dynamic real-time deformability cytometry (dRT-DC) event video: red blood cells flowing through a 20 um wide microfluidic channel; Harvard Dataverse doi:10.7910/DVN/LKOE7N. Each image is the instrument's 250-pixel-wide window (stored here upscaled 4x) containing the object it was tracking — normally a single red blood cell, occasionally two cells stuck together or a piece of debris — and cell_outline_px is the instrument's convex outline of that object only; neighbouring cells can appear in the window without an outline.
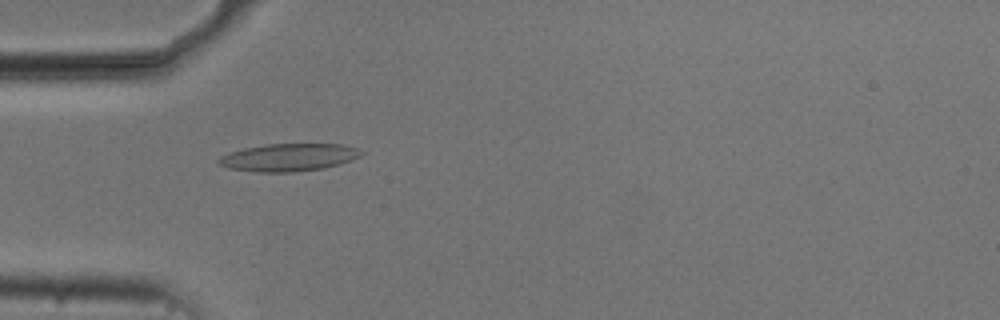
{"species": "common noctule bat (a hibernating species)", "species_latin": "Nyctalus noctula", "temperature_condition": "cold", "stored_images_in_passage": 54, "camera_frame_rate_fps": 3000, "um_per_image_px": 0.085, "animal": {"sex": "male", "body_mass_g": 20.5, "forearm_length_mm": 52.5}, "frame": {"image": 1, "passage_image": 16, "time_ms": 5.0, "image_size_px": [1000, 320], "cell_outline_px": [[364, 152], [360, 156], [352, 160], [324, 168], [292, 172], [256, 172], [228, 168], [220, 164], [216, 160], [220, 156], [244, 148], [264, 144], [344, 144], [356, 148]], "centroid_in_image_um": [24.54, 13.37], "position_along_channel_um": 60.5, "area_um2": 22.89}}
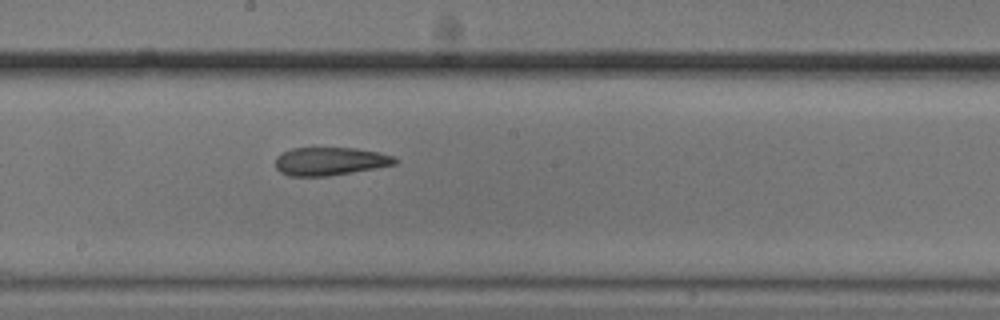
{"frame": {"image": 2, "passage_image": 29, "time_ms": 9.333, "image_size_px": [1000, 320], "cell_outline_px": [[400, 160], [396, 164], [376, 168], [328, 176], [288, 176], [280, 172], [276, 168], [276, 156], [292, 148], [356, 148], [380, 152], [392, 156]], "centroid_in_image_um": [28.07, 13.71], "position_along_channel_um": 220.1, "area_um2": 19.65}}
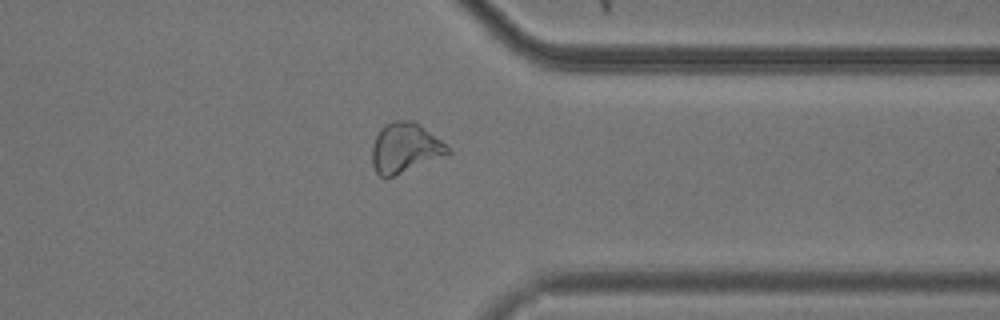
{"frame": {"image": 3, "passage_image": 42, "time_ms": 13.667, "image_size_px": [1000, 320], "cell_outline_px": [[452, 152], [448, 156], [392, 176], [380, 176], [376, 172], [372, 164], [372, 144], [380, 128], [384, 124], [392, 120], [412, 120], [420, 124], [440, 140]], "centroid_in_image_um": [34.42, 12.56], "position_along_channel_um": 377.0, "area_um2": 22.08}, "authors_computed_cell_mechanics": {"area_um2": 22.1374, "velocity_mm_per_s": 3.7249, "shape_relaxation_time_tau1_ms": 7.1917, "shape_relaxation_time_tau2_ms": 2.6417, "deformation_change_tau1": 0.1897, "deformation_change_tau2": 0.1149}}